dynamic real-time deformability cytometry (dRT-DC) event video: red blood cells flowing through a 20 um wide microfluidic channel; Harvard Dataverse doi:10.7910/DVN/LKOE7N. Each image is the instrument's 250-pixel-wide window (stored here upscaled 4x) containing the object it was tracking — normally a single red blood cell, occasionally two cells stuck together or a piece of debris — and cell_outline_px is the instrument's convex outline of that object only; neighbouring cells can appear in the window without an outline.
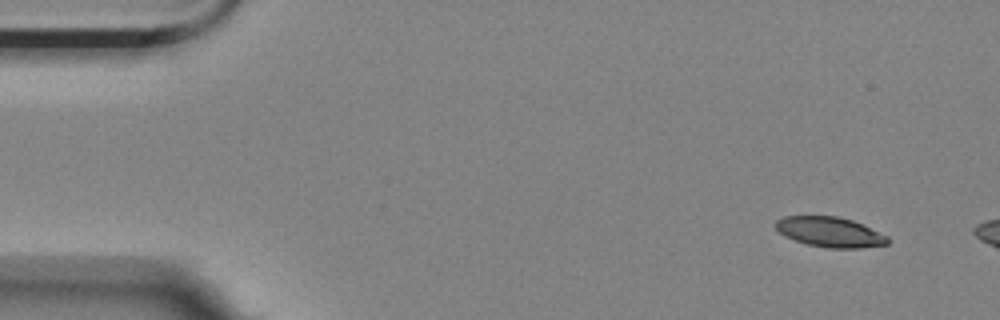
{"species": "Egyptian fruit bat (a non-hibernating species)", "species_latin": "Rousettus aegyptiacus", "temperature_condition": "room temperature", "stored_images_in_passage": 6, "segment_of_instrument_passage": [1, 2], "camera_frame_rate_fps": 3000, "um_per_image_px": 0.085, "animal": {"sex": "female"}, "frame": {"image": 1, "passage_image": 1, "time_ms": 0.0, "image_size_px": [1000, 320], "cell_outline_px": [[888, 244], [860, 248], [828, 248], [808, 244], [784, 236], [776, 228], [776, 220], [784, 216], [840, 216], [852, 220], [888, 236]], "centroid_in_image_um": [70.54, 19.72], "position_along_channel_um": 14.5, "area_um2": 19.48}}
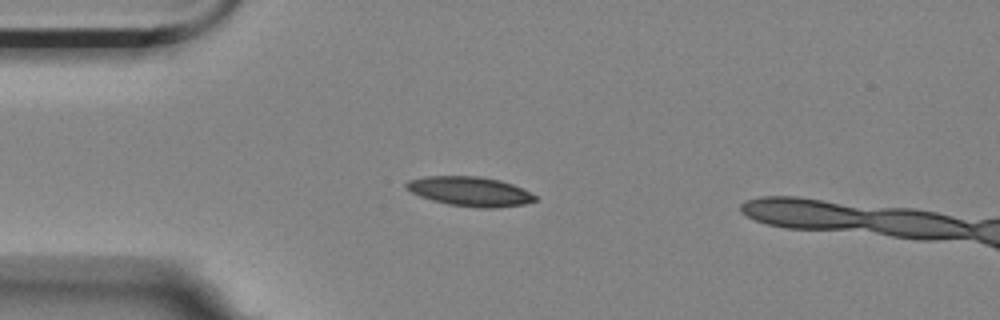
{"frame": {"image": 2, "passage_image": 3, "time_ms": 0.667, "image_size_px": [1000, 320], "cell_outline_px": [[536, 200], [524, 204], [496, 208], [480, 208], [448, 204], [432, 200], [420, 196], [404, 188], [404, 184], [408, 180], [424, 176], [480, 176], [500, 180], [512, 184], [536, 196]], "centroid_in_image_um": [39.9, 16.26], "position_along_channel_um": 45.1, "area_um2": 22.08}}
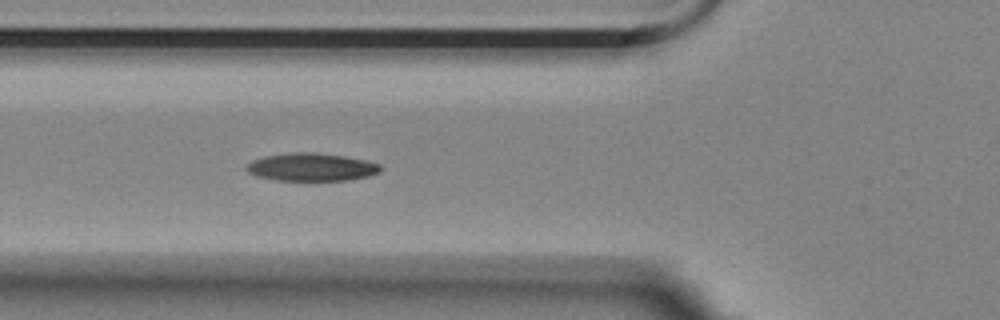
{"frame": {"image": 3, "passage_image": 5, "time_ms": 1.333, "image_size_px": [1000, 320], "cell_outline_px": [[384, 168], [380, 172], [368, 176], [348, 180], [276, 180], [256, 176], [248, 172], [244, 168], [252, 160], [264, 156], [292, 152], [316, 152], [348, 156], [368, 160], [380, 164]], "centroid_in_image_um": [26.51, 14.19], "position_along_channel_um": 99.3, "area_um2": 22.08}}